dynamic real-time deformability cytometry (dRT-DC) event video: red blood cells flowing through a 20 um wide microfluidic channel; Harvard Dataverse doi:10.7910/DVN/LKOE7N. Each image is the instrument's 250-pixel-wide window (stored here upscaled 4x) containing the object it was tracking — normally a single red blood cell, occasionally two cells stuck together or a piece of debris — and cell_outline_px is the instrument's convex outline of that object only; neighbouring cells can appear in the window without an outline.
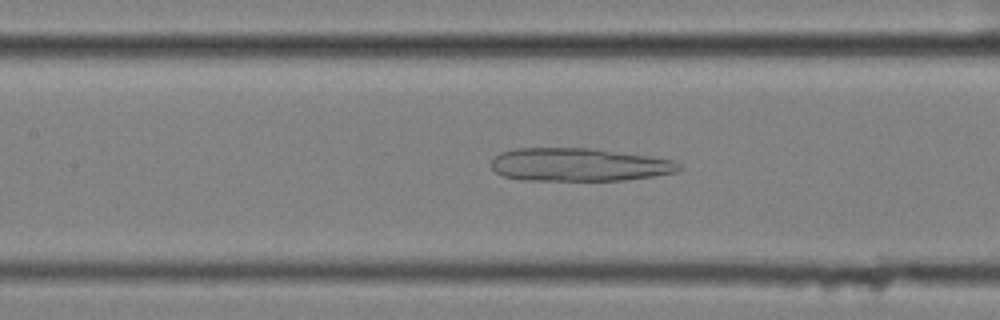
{"species": "common noctule bat (a hibernating species)", "species_latin": "Nyctalus noctula", "temperature_condition": "cold", "stored_images_in_passage": 57, "camera_frame_rate_fps": 3000, "um_per_image_px": 0.085, "animal": {"sex": "female", "body_mass_g": 25.1}, "frame": {"image": 1, "passage_image": 26, "time_ms": 8.333, "image_size_px": [1000, 320], "cell_outline_px": [[684, 168], [676, 172], [652, 176], [624, 180], [524, 180], [504, 176], [496, 172], [492, 168], [492, 160], [500, 152], [512, 148], [592, 148], [648, 156], [672, 160], [680, 164]], "centroid_in_image_um": [49.2, 13.99], "position_along_channel_um": 158.2, "area_um2": 36.13}}
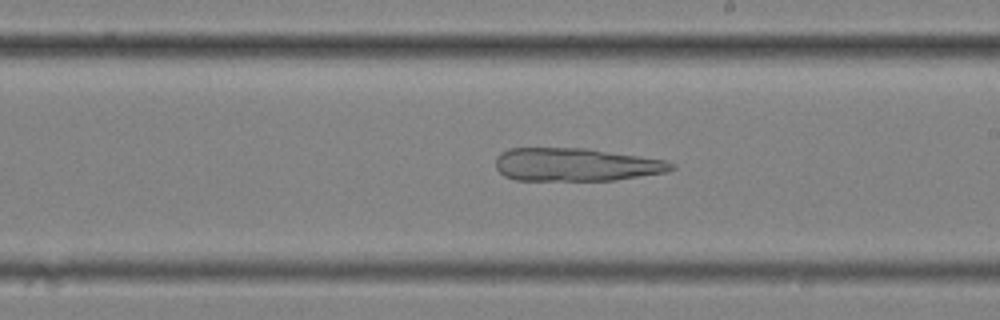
{"frame": {"image": 2, "passage_image": 33, "time_ms": 10.667, "image_size_px": [1000, 320], "cell_outline_px": [[676, 168], [668, 172], [616, 180], [516, 180], [504, 176], [496, 168], [496, 156], [500, 152], [508, 148], [584, 148], [664, 160], [676, 164]], "centroid_in_image_um": [48.94, 14.0], "position_along_channel_um": 240.1, "area_um2": 33.93}}
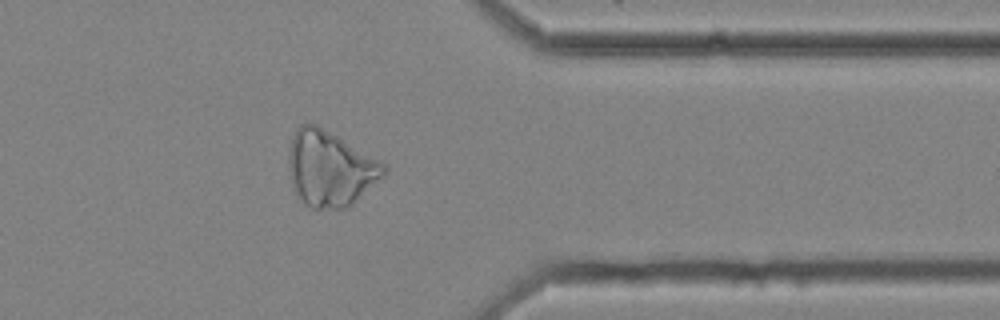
{"frame": {"image": 3, "passage_image": 46, "time_ms": 15.0, "image_size_px": [1000, 320], "cell_outline_px": [[388, 168], [384, 176], [348, 208], [312, 208], [304, 204], [296, 196], [292, 188], [288, 168], [288, 152], [292, 136], [296, 128], [300, 124], [316, 124], [380, 160]], "centroid_in_image_um": [28.03, 14.34], "position_along_channel_um": 383.4, "area_um2": 42.08}}